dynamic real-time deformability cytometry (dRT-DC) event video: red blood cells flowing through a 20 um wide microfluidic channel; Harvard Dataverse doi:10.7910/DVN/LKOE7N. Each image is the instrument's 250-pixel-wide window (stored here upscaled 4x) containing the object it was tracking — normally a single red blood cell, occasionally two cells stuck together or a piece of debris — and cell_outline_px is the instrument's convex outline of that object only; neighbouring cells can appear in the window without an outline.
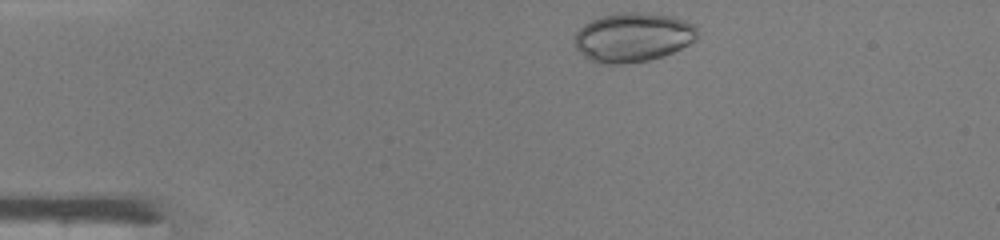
{"species": "common noctule bat (a hibernating species)", "species_latin": "Nyctalus noctula", "temperature_condition": "warm", "stored_images_in_passage": 31, "camera_frame_rate_fps": 3000, "um_per_image_px": 0.085, "animal": {"sex": "male", "body_mass_g": 19.0, "forearm_length_mm": 50.8}, "frame": {"image": 1, "passage_image": 1, "time_ms": 0.0, "image_size_px": [1000, 240], "cell_outline_px": [[696, 40], [672, 52], [648, 60], [620, 64], [600, 64], [588, 60], [576, 48], [576, 32], [584, 24], [600, 16], [620, 12], [636, 12], [672, 16], [688, 20], [696, 24]], "centroid_in_image_um": [53.8, 3.16], "position_along_channel_um": 31.2, "area_um2": 35.2}}
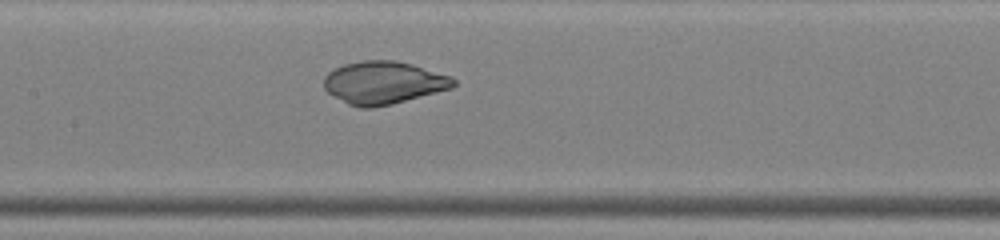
{"frame": {"image": 2, "passage_image": 15, "time_ms": 4.667, "image_size_px": [1000, 240], "cell_outline_px": [[456, 84], [452, 88], [392, 104], [372, 108], [360, 108], [348, 104], [332, 96], [324, 88], [324, 76], [328, 72], [344, 64], [364, 60], [396, 60], [412, 64], [452, 76], [456, 80]], "centroid_in_image_um": [32.6, 7.03], "position_along_channel_um": 174.8, "area_um2": 32.37}}
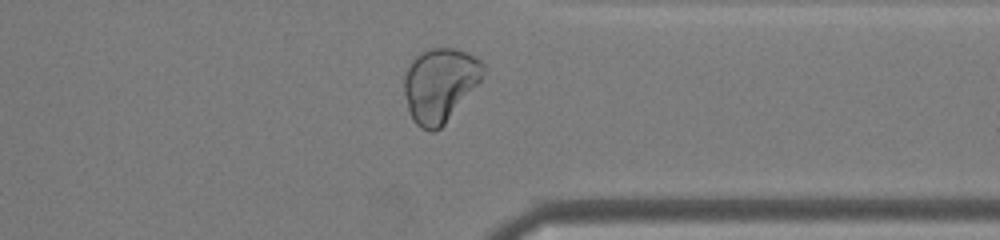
{"frame": {"image": 3, "passage_image": 29, "time_ms": 9.333, "image_size_px": [1000, 240], "cell_outline_px": [[484, 72], [480, 80], [444, 124], [440, 128], [432, 132], [420, 128], [412, 120], [408, 112], [404, 92], [404, 76], [412, 60], [420, 52], [428, 48], [452, 48], [464, 52], [480, 60], [484, 64]], "centroid_in_image_um": [37.34, 7.21], "position_along_channel_um": 374.1, "area_um2": 33.64}}